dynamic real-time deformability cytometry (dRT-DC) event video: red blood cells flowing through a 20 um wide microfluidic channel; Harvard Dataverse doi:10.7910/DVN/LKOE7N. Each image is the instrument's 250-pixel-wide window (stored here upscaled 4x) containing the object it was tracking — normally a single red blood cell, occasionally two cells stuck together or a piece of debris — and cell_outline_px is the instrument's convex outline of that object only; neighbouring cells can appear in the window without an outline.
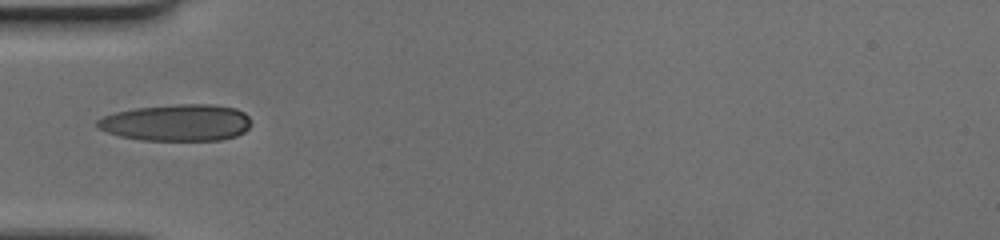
{"species": "human", "species_latin": "Homo sapiens", "temperature_condition": "cold", "stored_images_in_passage": 35, "camera_frame_rate_fps": 3000, "um_per_image_px": 0.085, "donor": {"sex": "female"}, "frame": {"image": 1, "passage_image": 1, "time_ms": 0.0, "image_size_px": [1000, 240], "cell_outline_px": [[252, 124], [244, 132], [236, 136], [220, 140], [144, 140], [120, 136], [108, 132], [100, 128], [96, 124], [96, 120], [104, 116], [116, 112], [136, 108], [176, 104], [216, 104], [236, 108], [244, 112], [248, 116]], "centroid_in_image_um": [15.07, 10.42], "position_along_channel_um": 69.9, "area_um2": 32.95}}
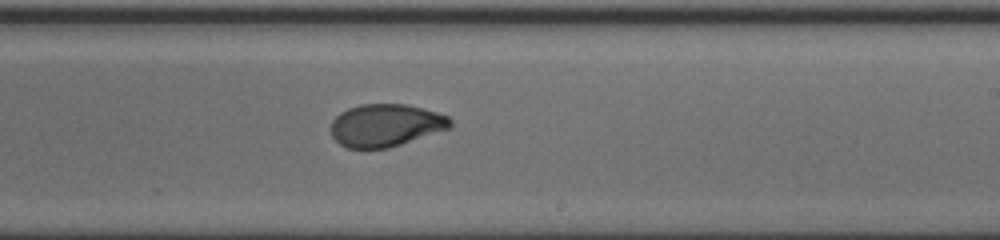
{"frame": {"image": 2, "passage_image": 15, "time_ms": 4.667, "image_size_px": [1000, 240], "cell_outline_px": [[452, 128], [388, 148], [348, 148], [340, 144], [332, 136], [332, 120], [340, 112], [348, 108], [360, 104], [404, 104], [424, 108], [448, 116], [452, 120]], "centroid_in_image_um": [32.81, 10.64], "position_along_channel_um": 256.2, "area_um2": 29.65}}
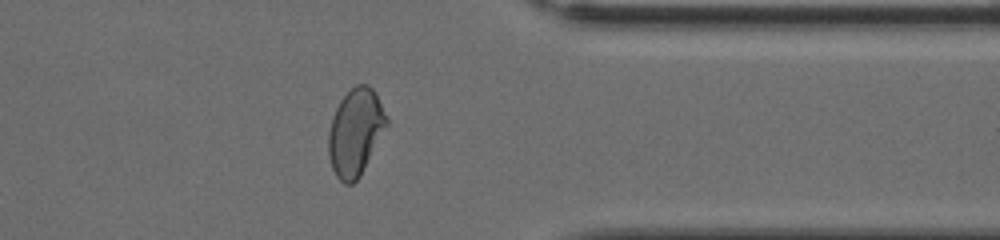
{"frame": {"image": 3, "passage_image": 25, "time_ms": 8.0, "image_size_px": [1000, 240], "cell_outline_px": [[388, 124], [360, 176], [352, 184], [344, 184], [336, 176], [332, 168], [328, 156], [328, 132], [332, 116], [340, 100], [356, 84], [368, 84], [376, 92], [388, 116]], "centroid_in_image_um": [30.21, 11.22], "position_along_channel_um": 381.2, "area_um2": 29.59}}